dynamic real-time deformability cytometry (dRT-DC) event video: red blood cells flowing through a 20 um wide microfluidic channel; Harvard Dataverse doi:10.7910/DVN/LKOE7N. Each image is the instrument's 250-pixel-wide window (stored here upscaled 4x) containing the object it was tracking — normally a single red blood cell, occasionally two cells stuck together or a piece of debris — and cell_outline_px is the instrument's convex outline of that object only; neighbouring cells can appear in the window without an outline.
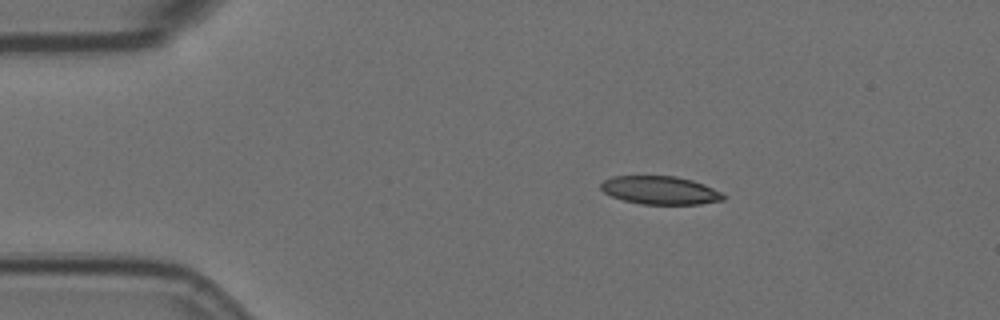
{"species": "Egyptian fruit bat (a non-hibernating species)", "species_latin": "Rousettus aegyptiacus", "temperature_condition": "room temperature", "stored_images_in_passage": 7, "camera_frame_rate_fps": 3000, "um_per_image_px": 0.085, "animal": {"sex": "female"}, "frame": {"image": 1, "passage_image": 2, "time_ms": 0.333, "image_size_px": [1000, 320], "cell_outline_px": [[724, 200], [700, 204], [640, 204], [624, 200], [612, 196], [604, 192], [600, 188], [600, 184], [604, 180], [612, 176], [676, 176], [692, 180], [704, 184], [720, 192], [724, 196]], "centroid_in_image_um": [56.09, 16.17], "position_along_channel_um": 28.9, "area_um2": 20.06}}
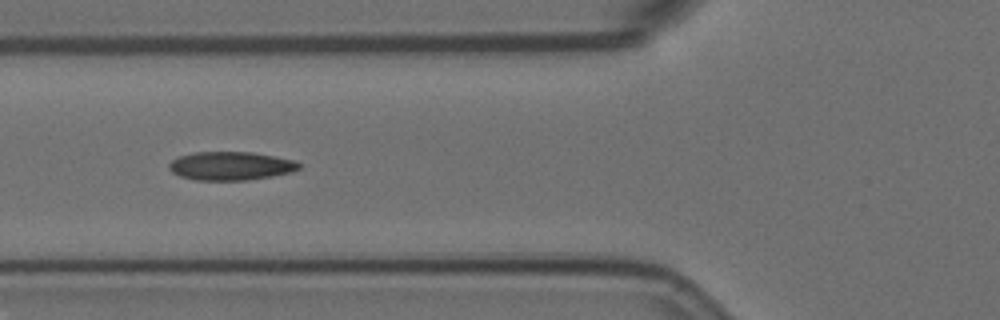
{"frame": {"image": 2, "passage_image": 5, "time_ms": 1.333, "image_size_px": [1000, 320], "cell_outline_px": [[300, 168], [292, 172], [272, 176], [248, 180], [196, 180], [180, 176], [172, 172], [168, 168], [168, 164], [172, 160], [180, 156], [196, 152], [252, 152], [292, 160], [300, 164]], "centroid_in_image_um": [19.59, 14.11], "position_along_channel_um": 106.2, "area_um2": 21.44}}
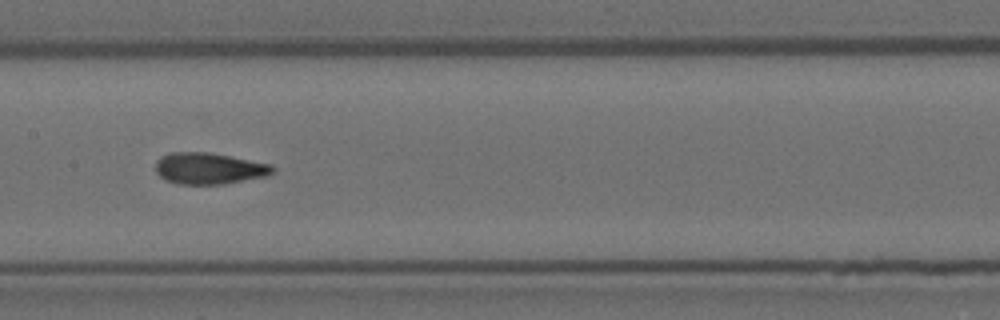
{"frame": {"image": 3, "passage_image": 7, "time_ms": 2.0, "image_size_px": [1000, 320], "cell_outline_px": [[276, 168], [268, 176], [224, 184], [176, 184], [164, 180], [156, 172], [156, 160], [172, 152], [208, 152], [272, 164]], "centroid_in_image_um": [17.78, 14.33], "position_along_channel_um": 189.6, "area_um2": 21.5}}